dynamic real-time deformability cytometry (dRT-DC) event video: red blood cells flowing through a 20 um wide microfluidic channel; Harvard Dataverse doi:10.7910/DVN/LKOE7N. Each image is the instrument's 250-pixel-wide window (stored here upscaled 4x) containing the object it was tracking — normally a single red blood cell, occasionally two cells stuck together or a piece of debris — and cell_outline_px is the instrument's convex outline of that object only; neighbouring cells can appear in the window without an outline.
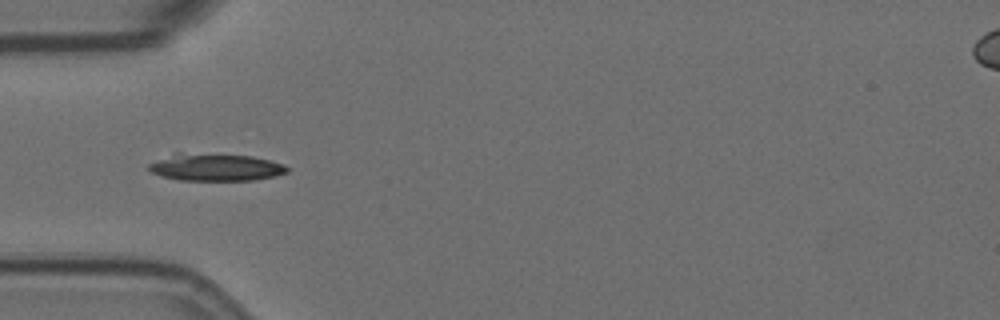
{"species": "Egyptian fruit bat (a non-hibernating species)", "species_latin": "Rousettus aegyptiacus", "temperature_condition": "room temperature", "stored_images_in_passage": 41, "camera_frame_rate_fps": 3000, "um_per_image_px": 0.085, "animal": {"sex": "female"}, "frame": {"image": 1, "passage_image": 1, "time_ms": 0.0, "image_size_px": [1000, 320], "cell_outline_px": [[288, 172], [276, 176], [256, 180], [176, 180], [160, 176], [144, 168], [148, 164], [172, 152], [180, 152], [252, 156], [284, 164], [288, 168]], "centroid_in_image_um": [18.25, 14.21], "position_along_channel_um": 66.8, "area_um2": 22.43}}
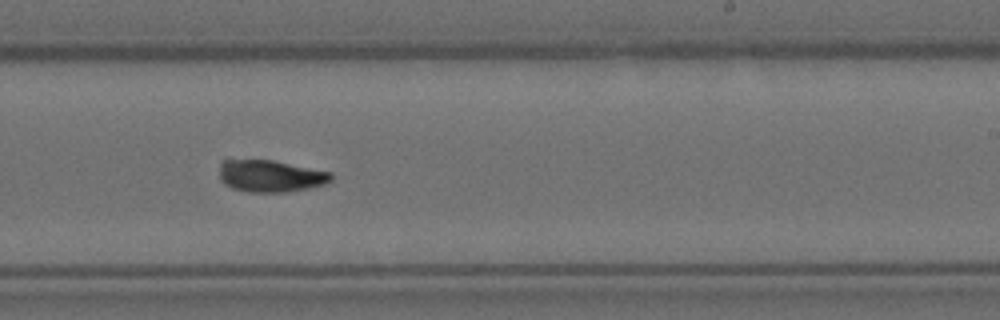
{"frame": {"image": 2, "passage_image": 18, "time_ms": 5.667, "image_size_px": [1000, 320], "cell_outline_px": [[332, 180], [324, 184], [308, 188], [284, 192], [248, 192], [232, 188], [224, 184], [220, 180], [220, 160], [272, 160], [332, 172]], "centroid_in_image_um": [22.97, 14.96], "position_along_channel_um": 266.0, "area_um2": 20.81}}
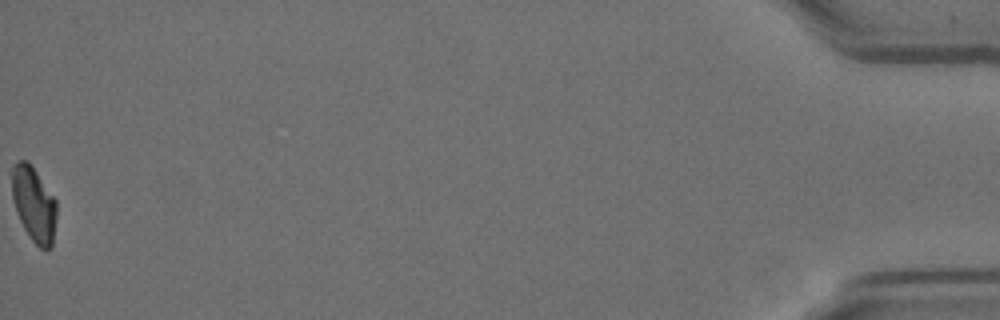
{"frame": {"image": 3, "passage_image": 41, "time_ms": 13.333, "image_size_px": [1000, 320], "cell_outline_px": [[56, 216], [52, 248], [40, 248], [32, 240], [24, 228], [16, 212], [12, 196], [12, 168], [16, 160], [28, 160], [56, 200]], "centroid_in_image_um": [2.87, 17.33], "position_along_channel_um": 432.3, "area_um2": 19.42}, "authors_computed_cell_mechanics": {"area_um2": 20.9236, "velocity_mm_per_s": 3.5233, "shape_relaxation_time_tau1_ms": 4.8628, "shape_relaxation_time_tau2_ms": 3.9636, "deformation_change_tau1": 0.1376, "deformation_change_tau2": 0.0747}}